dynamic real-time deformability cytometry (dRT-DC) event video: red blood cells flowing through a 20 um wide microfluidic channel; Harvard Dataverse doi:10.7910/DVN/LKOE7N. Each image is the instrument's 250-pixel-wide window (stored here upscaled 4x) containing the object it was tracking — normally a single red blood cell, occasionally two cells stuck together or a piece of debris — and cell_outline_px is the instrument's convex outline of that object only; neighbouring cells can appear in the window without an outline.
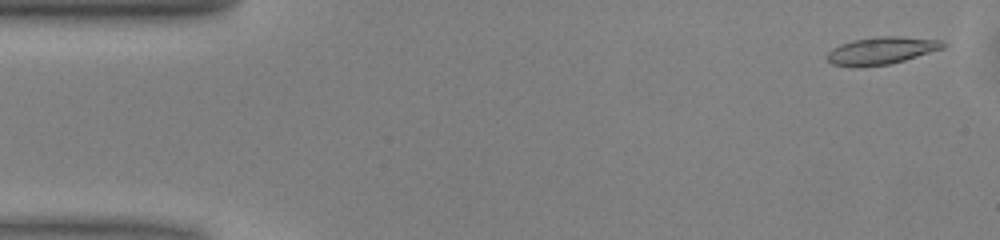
{"species": "common noctule bat (a hibernating species)", "species_latin": "Nyctalus noctula", "temperature_condition": "warm", "stored_images_in_passage": 50, "camera_frame_rate_fps": 3000, "um_per_image_px": 0.085, "animal": {"sex": "male", "body_mass_g": 13.0, "forearm_length_mm": 53.1}, "frame": {"image": 1, "passage_image": 2, "time_ms": 0.333, "image_size_px": [1000, 240], "cell_outline_px": [[948, 44], [944, 48], [904, 60], [888, 64], [856, 68], [852, 68], [832, 64], [824, 56], [832, 48], [840, 44], [856, 40], [876, 36], [896, 36], [944, 40]], "centroid_in_image_um": [74.91, 4.31], "position_along_channel_um": 10.1, "area_um2": 18.73}}
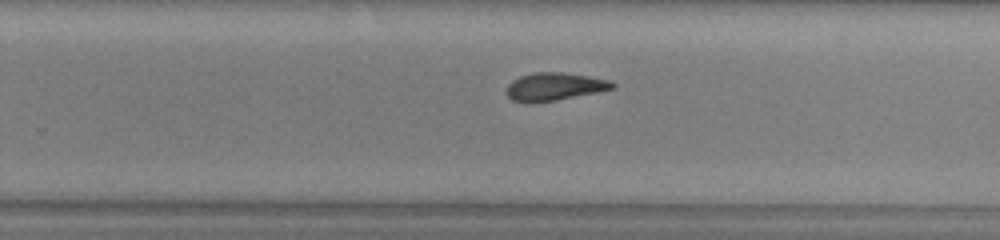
{"frame": {"image": 2, "passage_image": 31, "time_ms": 10.0, "image_size_px": [1000, 240], "cell_outline_px": [[616, 88], [556, 100], [528, 104], [524, 104], [512, 100], [508, 96], [508, 84], [512, 80], [520, 76], [532, 72], [564, 72], [588, 76], [608, 80], [616, 84]], "centroid_in_image_um": [47.1, 7.37], "position_along_channel_um": 282.7, "area_um2": 17.28}}
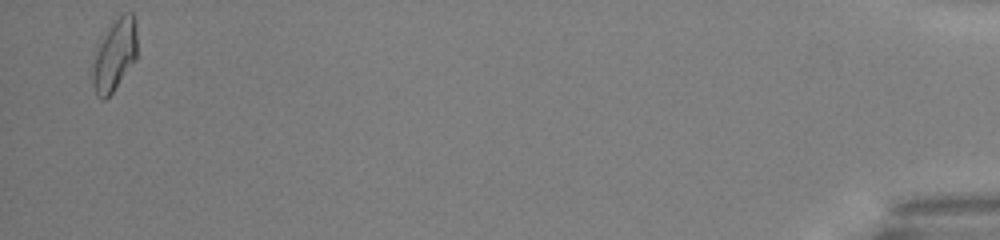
{"frame": {"image": 3, "passage_image": 49, "time_ms": 16.0, "image_size_px": [1000, 240], "cell_outline_px": [[136, 60], [112, 92], [104, 100], [100, 100], [96, 96], [92, 88], [88, 68], [92, 52], [96, 44], [112, 20], [120, 12], [132, 12], [136, 20]], "centroid_in_image_um": [9.64, 4.66], "position_along_channel_um": 425.6, "area_um2": 20.11}, "authors_computed_cell_mechanics": {"area_um2": 17.6868, "velocity_mm_per_s": 4.0226, "shape_relaxation_time_tau1_ms": 11.1517, "shape_relaxation_time_tau2_ms": 3.4812, "deformation_change_tau1": 0.2579, "deformation_change_tau2": 0.1065}}